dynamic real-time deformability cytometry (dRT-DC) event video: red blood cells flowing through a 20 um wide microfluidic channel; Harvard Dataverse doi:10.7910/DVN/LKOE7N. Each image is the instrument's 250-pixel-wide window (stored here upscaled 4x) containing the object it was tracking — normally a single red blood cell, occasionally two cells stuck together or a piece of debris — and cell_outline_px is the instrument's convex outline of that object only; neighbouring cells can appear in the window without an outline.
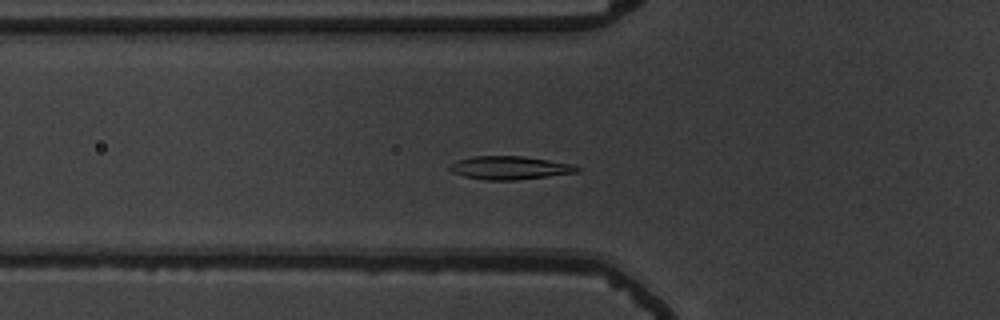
{"species": "common noctule bat (a hibernating species)", "species_latin": "Nyctalus noctula", "temperature_condition": "warm", "stored_images_in_passage": 54, "segment_of_instrument_passage": [1, 2], "camera_frame_rate_fps": 3000, "um_per_image_px": 0.085, "animal": {"sex": "male", "body_mass_g": 19.5, "forearm_length_mm": 54.6}, "frame": {"image": 1, "passage_image": 17, "time_ms": 5.333, "image_size_px": [1000, 320], "cell_outline_px": [[580, 172], [516, 180], [484, 180], [464, 176], [452, 172], [448, 168], [448, 164], [456, 160], [472, 156], [520, 156], [548, 160], [572, 164], [580, 168]], "centroid_in_image_um": [43.28, 14.26], "position_along_channel_um": 82.5, "area_um2": 17.34}}
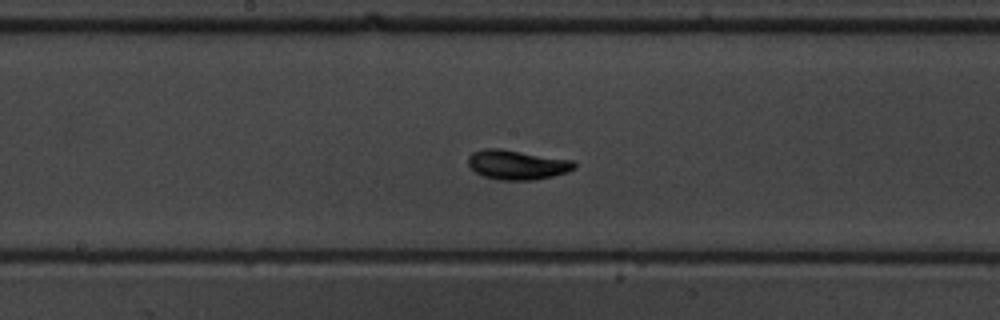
{"frame": {"image": 2, "passage_image": 27, "time_ms": 8.667, "image_size_px": [1000, 320], "cell_outline_px": [[576, 168], [568, 172], [552, 176], [532, 180], [500, 180], [484, 176], [476, 172], [468, 164], [468, 156], [472, 152], [484, 148], [500, 148], [572, 160], [576, 164]], "centroid_in_image_um": [43.95, 13.99], "position_along_channel_um": 204.3, "area_um2": 18.26}}
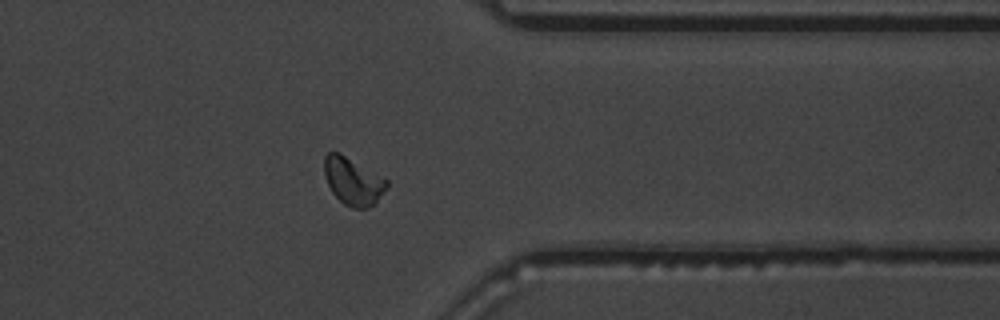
{"frame": {"image": 3, "passage_image": 42, "time_ms": 13.667, "image_size_px": [1000, 320], "cell_outline_px": [[388, 188], [368, 208], [352, 208], [344, 204], [332, 192], [324, 176], [324, 156], [328, 152], [340, 152], [388, 180]], "centroid_in_image_um": [29.99, 15.39], "position_along_channel_um": 381.4, "area_um2": 17.17}}